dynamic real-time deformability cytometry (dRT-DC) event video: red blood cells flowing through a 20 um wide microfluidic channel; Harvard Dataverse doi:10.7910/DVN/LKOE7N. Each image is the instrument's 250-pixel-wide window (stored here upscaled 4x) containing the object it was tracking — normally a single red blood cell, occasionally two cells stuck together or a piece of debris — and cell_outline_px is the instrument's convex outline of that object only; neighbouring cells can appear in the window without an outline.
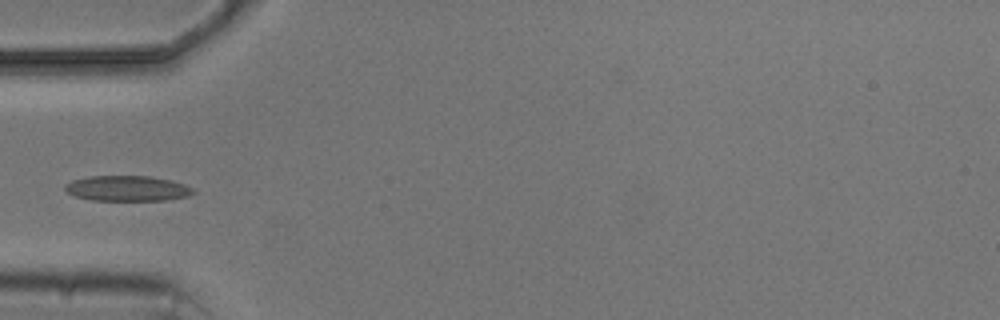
{"species": "common noctule bat (a hibernating species)", "species_latin": "Nyctalus noctula", "temperature_condition": "cold", "stored_images_in_passage": 1, "camera_frame_rate_fps": 3000, "um_per_image_px": 0.085, "animal": {"sex": "male", "body_mass_g": 20.5, "forearm_length_mm": 52.5}, "frame": {"image": 1, "passage_image": 1, "time_ms": 0.0, "image_size_px": [1000, 320], "cell_outline_px": [[196, 192], [188, 196], [168, 200], [92, 200], [76, 196], [68, 192], [64, 188], [64, 184], [72, 180], [88, 176], [152, 176], [172, 180], [184, 184], [192, 188]], "centroid_in_image_um": [10.84, 16.0], "position_along_channel_um": 74.2, "area_um2": 19.02}}